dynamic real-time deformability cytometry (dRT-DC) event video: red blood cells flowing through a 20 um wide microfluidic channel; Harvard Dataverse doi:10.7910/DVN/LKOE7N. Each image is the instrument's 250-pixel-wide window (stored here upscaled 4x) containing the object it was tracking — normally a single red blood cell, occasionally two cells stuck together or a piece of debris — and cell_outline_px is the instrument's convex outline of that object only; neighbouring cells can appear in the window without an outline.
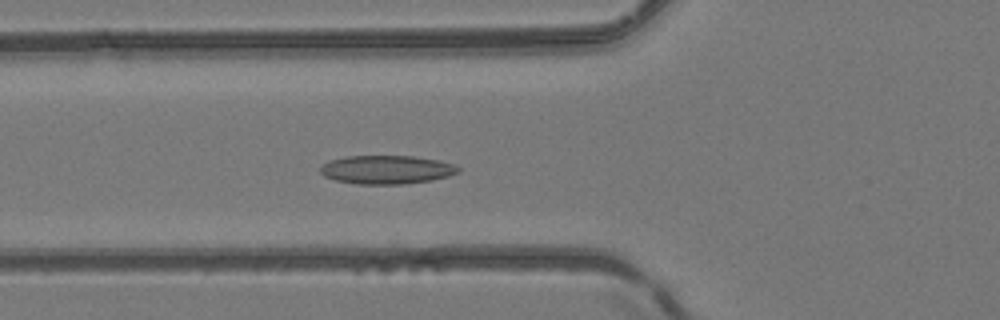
{"species": "common noctule bat (a hibernating species)", "species_latin": "Nyctalus noctula", "temperature_condition": "room temperature", "stored_images_in_passage": 52, "camera_frame_rate_fps": 3000, "um_per_image_px": 0.085, "animal": {"sex": "female", "body_mass_g": 24.6, "forearm_length_mm": 56.2}, "frame": {"image": 1, "passage_image": 20, "time_ms": 6.333, "image_size_px": [1000, 320], "cell_outline_px": [[460, 172], [448, 176], [432, 180], [404, 184], [356, 184], [336, 180], [324, 176], [320, 172], [320, 168], [328, 160], [344, 156], [412, 156], [436, 160], [456, 164], [460, 168]], "centroid_in_image_um": [32.86, 14.42], "position_along_channel_um": 92.9, "area_um2": 23.06}}
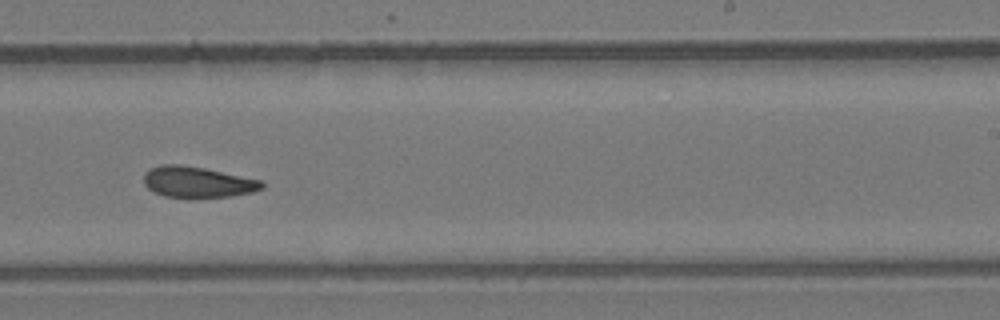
{"frame": {"image": 2, "passage_image": 33, "time_ms": 10.667, "image_size_px": [1000, 320], "cell_outline_px": [[264, 188], [252, 192], [232, 196], [188, 200], [164, 196], [148, 188], [144, 184], [144, 172], [160, 164], [180, 164], [204, 168], [264, 180]], "centroid_in_image_um": [16.81, 15.5], "position_along_channel_um": 272.2, "area_um2": 22.02}}
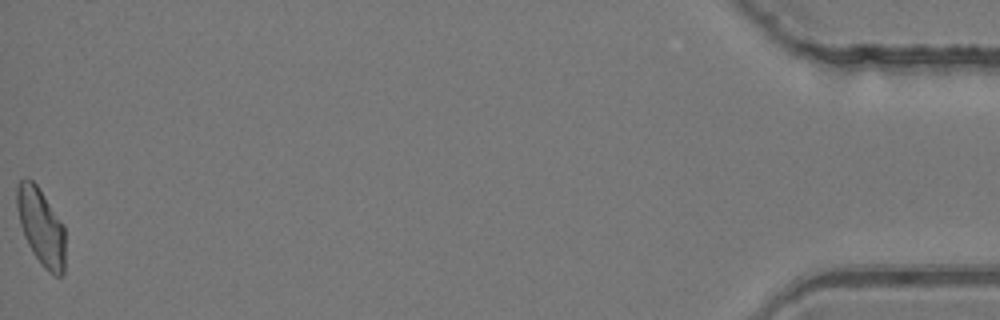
{"frame": {"image": 3, "passage_image": 52, "time_ms": 17.0, "image_size_px": [1000, 320], "cell_outline_px": [[64, 272], [60, 276], [56, 276], [44, 268], [32, 252], [24, 236], [20, 224], [16, 208], [16, 188], [20, 180], [24, 176], [28, 176], [36, 184], [64, 224]], "centroid_in_image_um": [3.47, 19.23], "position_along_channel_um": 431.7, "area_um2": 21.79}, "authors_computed_cell_mechanics": {"area_um2": 21.9351, "velocity_mm_per_s": 4.1407, "shape_relaxation_time_tau1_ms": null, "shape_relaxation_time_tau2_ms": 3.9844, "deformation_change_tau1": null, "deformation_change_tau2": 0.0924}}